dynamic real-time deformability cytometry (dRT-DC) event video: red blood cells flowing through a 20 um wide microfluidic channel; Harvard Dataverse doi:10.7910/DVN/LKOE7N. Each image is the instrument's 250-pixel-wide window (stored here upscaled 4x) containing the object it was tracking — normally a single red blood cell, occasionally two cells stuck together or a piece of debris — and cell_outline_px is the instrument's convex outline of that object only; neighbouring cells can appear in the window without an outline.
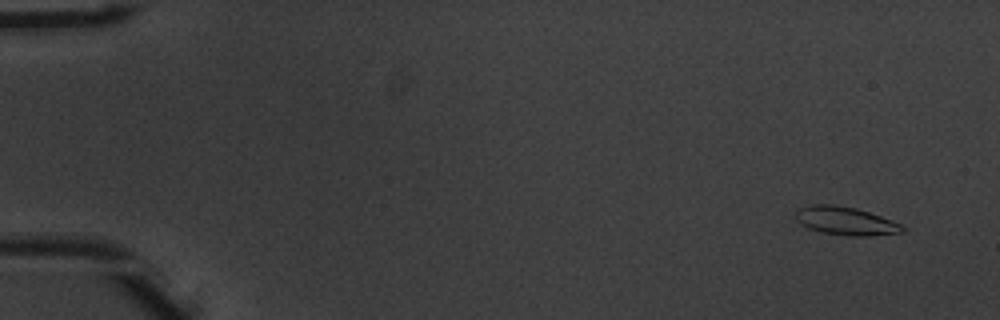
{"species": "common noctule bat (a hibernating species)", "species_latin": "Nyctalus noctula", "temperature_condition": "warm", "stored_images_in_passage": 12, "camera_frame_rate_fps": 3000, "um_per_image_px": 0.085, "animal": {"sex": "male", "body_mass_g": 20.1, "forearm_length_mm": 53.5}, "frame": {"image": 1, "passage_image": 1, "time_ms": 0.0, "image_size_px": [1000, 320], "cell_outline_px": [[904, 232], [868, 236], [848, 236], [824, 232], [808, 228], [800, 224], [796, 220], [796, 212], [800, 208], [808, 204], [832, 204], [856, 208], [892, 220], [900, 224], [904, 228]], "centroid_in_image_um": [71.86, 18.77], "position_along_channel_um": 13.1, "area_um2": 17.51}}